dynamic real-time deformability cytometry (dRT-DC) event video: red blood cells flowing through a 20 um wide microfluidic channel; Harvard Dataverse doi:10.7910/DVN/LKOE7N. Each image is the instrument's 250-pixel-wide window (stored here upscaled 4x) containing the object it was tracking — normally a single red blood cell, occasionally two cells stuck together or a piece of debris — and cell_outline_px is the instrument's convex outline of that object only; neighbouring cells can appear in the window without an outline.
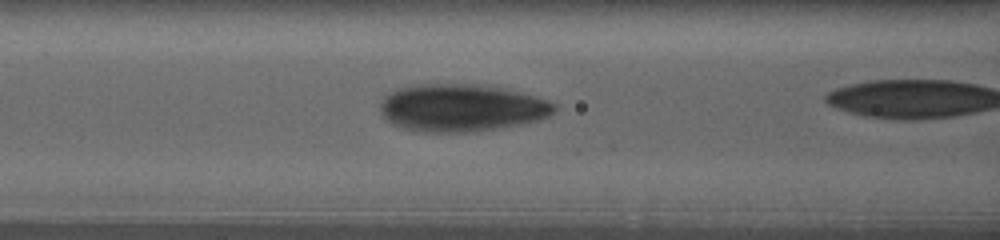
{"species": "human", "species_latin": "Homo sapiens", "temperature_condition": "warm", "stored_images_in_passage": 17, "camera_frame_rate_fps": 3000, "um_per_image_px": 0.085, "donor": {"sex": "female"}, "frame": {"image": 1, "passage_image": 10, "time_ms": 3.667, "image_size_px": [1000, 240], "cell_outline_px": [[556, 108], [548, 116], [536, 120], [496, 128], [472, 132], [416, 132], [400, 128], [384, 120], [380, 112], [380, 104], [384, 96], [400, 88], [416, 84], [464, 84], [508, 88], [556, 104]], "centroid_in_image_um": [39.13, 9.17], "position_along_channel_um": 127.5, "area_um2": 47.97}}
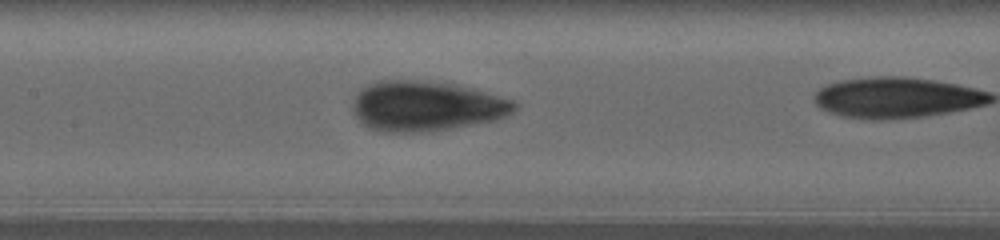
{"frame": {"image": 2, "passage_image": 15, "time_ms": 5.333, "image_size_px": [1000, 240], "cell_outline_px": [[520, 104], [508, 116], [496, 120], [424, 132], [380, 132], [368, 128], [352, 112], [352, 104], [360, 88], [368, 84], [380, 80], [416, 80], [452, 84], [472, 88], [516, 100]], "centroid_in_image_um": [36.23, 9.01], "position_along_channel_um": 171.2, "area_um2": 47.4}}